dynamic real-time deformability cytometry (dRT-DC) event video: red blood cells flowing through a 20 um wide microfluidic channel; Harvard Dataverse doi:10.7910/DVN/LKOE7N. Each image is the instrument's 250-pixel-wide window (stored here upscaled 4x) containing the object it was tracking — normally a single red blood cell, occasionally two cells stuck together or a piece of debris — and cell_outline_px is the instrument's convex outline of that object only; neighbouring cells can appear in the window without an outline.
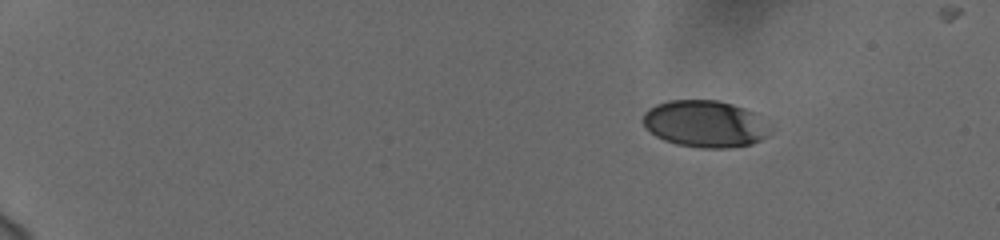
{"species": "human", "species_latin": "Homo sapiens", "temperature_condition": "cold", "stored_images_in_passage": 50, "camera_frame_rate_fps": 3000, "um_per_image_px": 0.085, "donor": {"sex": "female"}, "frame": {"image": 1, "passage_image": 1, "time_ms": 0.0, "image_size_px": [1000, 240], "cell_outline_px": [[772, 128], [768, 136], [752, 144], [728, 148], [704, 148], [676, 144], [664, 140], [656, 136], [644, 124], [644, 112], [648, 108], [656, 104], [668, 100], [720, 100], [756, 112]], "centroid_in_image_um": [59.98, 10.52], "position_along_channel_um": 25.0, "area_um2": 34.91}}
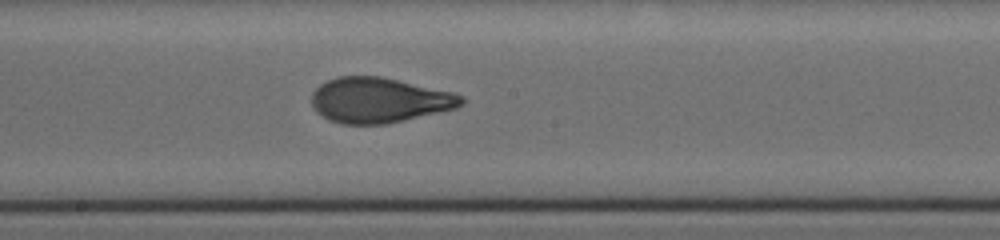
{"frame": {"image": 2, "passage_image": 27, "time_ms": 8.667, "image_size_px": [1000, 240], "cell_outline_px": [[464, 104], [456, 108], [388, 124], [340, 124], [328, 120], [316, 112], [312, 104], [312, 92], [320, 84], [336, 76], [380, 76], [452, 92], [464, 96]], "centroid_in_image_um": [32.21, 8.52], "position_along_channel_um": 216.0, "area_um2": 39.54}}
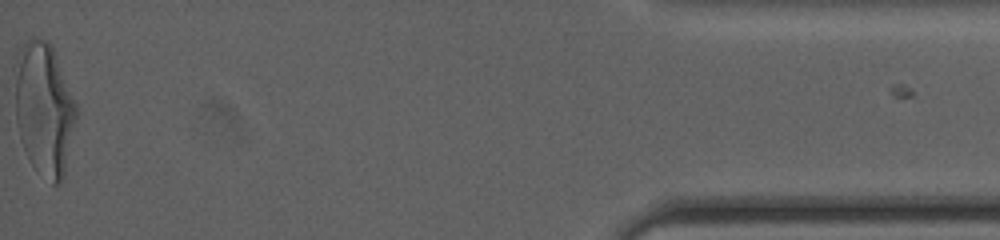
{"frame": {"image": 3, "passage_image": 50, "time_ms": 16.333, "image_size_px": [1000, 240], "cell_outline_px": [[76, 116], [64, 180], [56, 184], [52, 184], [36, 172], [20, 140], [16, 120], [16, 80], [20, 48], [28, 40], [36, 36], [48, 40], [52, 48], [76, 104]], "centroid_in_image_um": [3.76, 9.33], "position_along_channel_um": 431.4, "area_um2": 46.7}, "authors_computed_cell_mechanics": {"area_um2": 39.0439, "velocity_mm_per_s": 3.7453, "shape_relaxation_time_tau1_ms": 5.3857, "shape_relaxation_time_tau2_ms": 0.7993, "deformation_change_tau1": 0.209, "deformation_change_tau2": 0.0749}}